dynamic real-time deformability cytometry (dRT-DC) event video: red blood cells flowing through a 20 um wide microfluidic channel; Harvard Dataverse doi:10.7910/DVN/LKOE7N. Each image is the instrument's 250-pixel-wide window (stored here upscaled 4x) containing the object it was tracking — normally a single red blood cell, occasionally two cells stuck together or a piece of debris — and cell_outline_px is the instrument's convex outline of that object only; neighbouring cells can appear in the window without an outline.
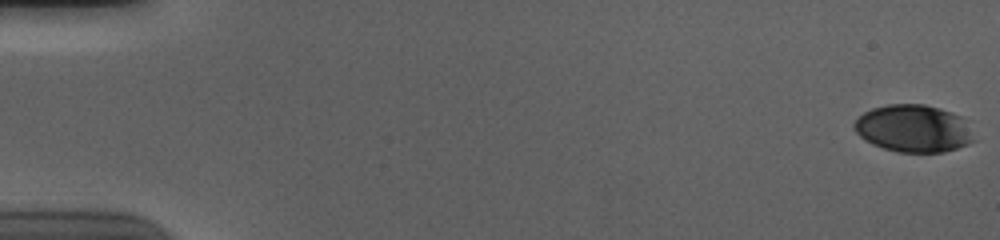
{"species": "human", "species_latin": "Homo sapiens", "temperature_condition": "cold", "stored_images_in_passage": 57, "camera_frame_rate_fps": 3000, "um_per_image_px": 0.085, "donor": {"sex": "male"}, "frame": {"image": 1, "passage_image": 1, "time_ms": 0.0, "image_size_px": [1000, 240], "cell_outline_px": [[976, 140], [968, 144], [944, 152], [896, 152], [872, 144], [864, 140], [852, 128], [852, 124], [864, 112], [872, 108], [888, 104], [924, 104], [940, 108], [952, 112], [960, 116]], "centroid_in_image_um": [77.61, 10.92], "position_along_channel_um": 7.4, "area_um2": 33.0}}
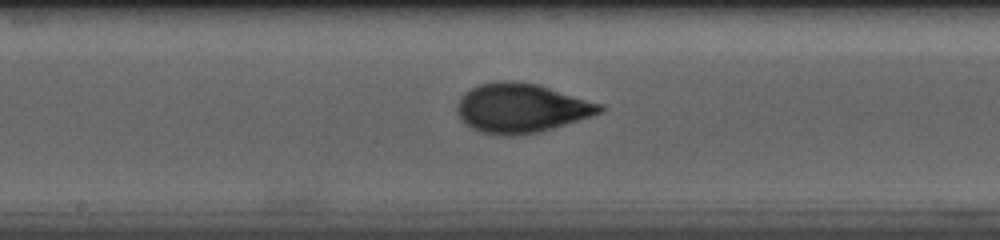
{"frame": {"image": 2, "passage_image": 31, "time_ms": 10.0, "image_size_px": [1000, 240], "cell_outline_px": [[608, 108], [604, 112], [552, 128], [536, 132], [516, 136], [496, 136], [480, 132], [464, 124], [460, 120], [456, 112], [456, 104], [460, 96], [464, 92], [480, 84], [508, 80], [536, 84], [604, 104]], "centroid_in_image_um": [44.29, 9.2], "position_along_channel_um": 203.9, "area_um2": 41.27}}
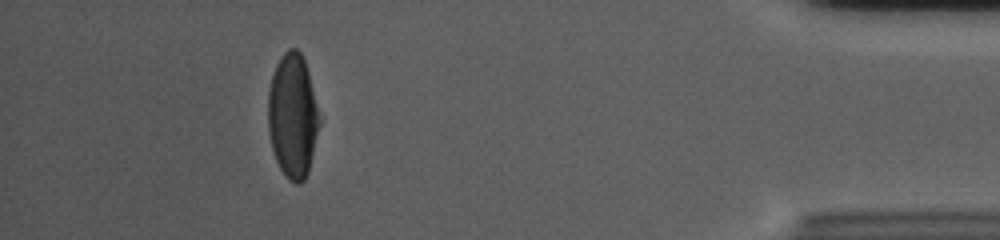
{"frame": {"image": 3, "passage_image": 52, "time_ms": 17.0, "image_size_px": [1000, 240], "cell_outline_px": [[320, 124], [308, 172], [304, 180], [300, 184], [296, 184], [288, 180], [280, 168], [276, 160], [272, 148], [268, 132], [268, 92], [272, 76], [276, 64], [284, 52], [288, 48], [296, 48], [300, 52], [304, 60], [308, 72], [320, 116]], "centroid_in_image_um": [24.87, 9.86], "position_along_channel_um": 410.3, "area_um2": 37.17}, "authors_computed_cell_mechanics": {"area_um2": 38.5526, "velocity_mm_per_s": 3.7023, "shape_relaxation_time_tau1_ms": 3.9239, "shape_relaxation_time_tau2_ms": 0.9985, "deformation_change_tau1": 0.1822, "deformation_change_tau2": 0.0521}}